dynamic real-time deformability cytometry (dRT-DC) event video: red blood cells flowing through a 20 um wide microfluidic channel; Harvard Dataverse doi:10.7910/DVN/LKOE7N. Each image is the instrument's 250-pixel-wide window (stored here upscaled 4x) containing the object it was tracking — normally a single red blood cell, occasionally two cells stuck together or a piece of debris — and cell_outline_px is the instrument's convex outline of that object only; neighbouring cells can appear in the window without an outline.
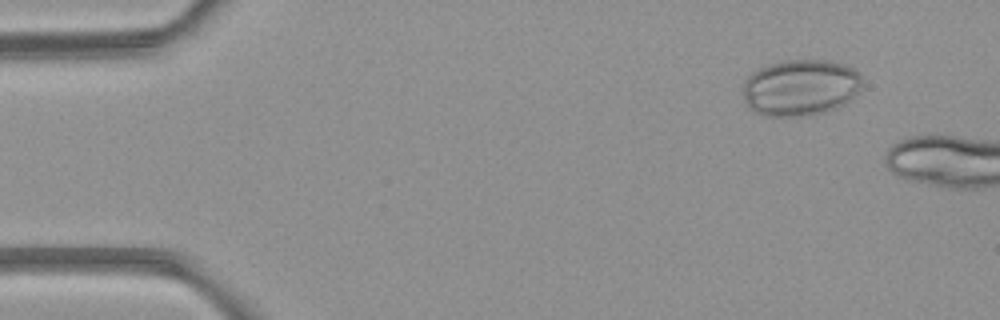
{"species": "common noctule bat (a hibernating species)", "species_latin": "Nyctalus noctula", "temperature_condition": "room temperature", "stored_images_in_passage": 5, "camera_frame_rate_fps": 3000, "um_per_image_px": 0.085, "animal": {"sex": "female", "body_mass_g": 21.9}, "frame": {"image": 1, "passage_image": 5, "time_ms": 5.667, "image_size_px": [1000, 320], "cell_outline_px": [[860, 88], [856, 96], [844, 104], [836, 108], [824, 112], [796, 116], [764, 116], [748, 108], [744, 104], [744, 80], [752, 72], [768, 64], [784, 60], [828, 60], [844, 64], [856, 68], [860, 72]], "centroid_in_image_um": [68.04, 7.43], "position_along_channel_um": 17.0, "area_um2": 39.48}}